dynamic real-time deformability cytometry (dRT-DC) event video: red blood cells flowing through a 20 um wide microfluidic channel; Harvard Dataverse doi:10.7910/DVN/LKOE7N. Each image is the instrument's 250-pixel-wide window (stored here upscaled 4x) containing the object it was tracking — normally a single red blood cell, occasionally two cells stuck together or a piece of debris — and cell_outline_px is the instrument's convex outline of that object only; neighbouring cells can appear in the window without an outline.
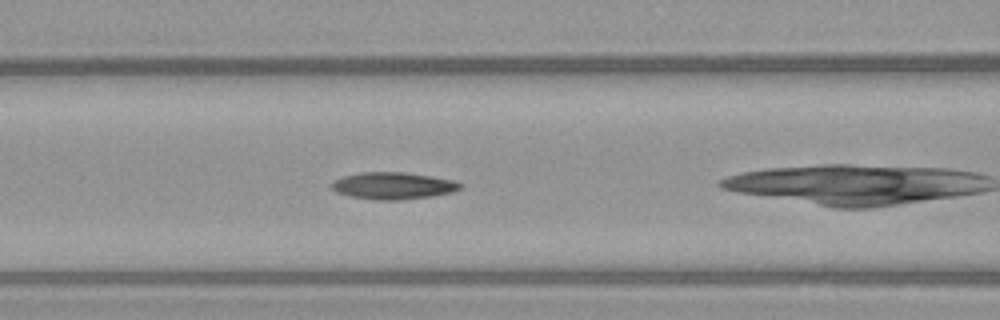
{"species": "common noctule bat (a hibernating species)", "species_latin": "Nyctalus noctula", "temperature_condition": "warm", "stored_images_in_passage": 24, "camera_frame_rate_fps": 3000, "um_per_image_px": 0.085, "animal": {"sex": "female", "body_mass_g": 21.9}, "frame": {"image": 1, "passage_image": 5, "time_ms": 1.333, "image_size_px": [1000, 320], "cell_outline_px": [[464, 184], [460, 188], [452, 192], [432, 196], [400, 200], [376, 200], [352, 196], [336, 192], [332, 188], [332, 184], [336, 180], [344, 176], [360, 172], [404, 172], [432, 176], [452, 180]], "centroid_in_image_um": [33.44, 15.78], "position_along_channel_um": 133.2, "area_um2": 20.06}}
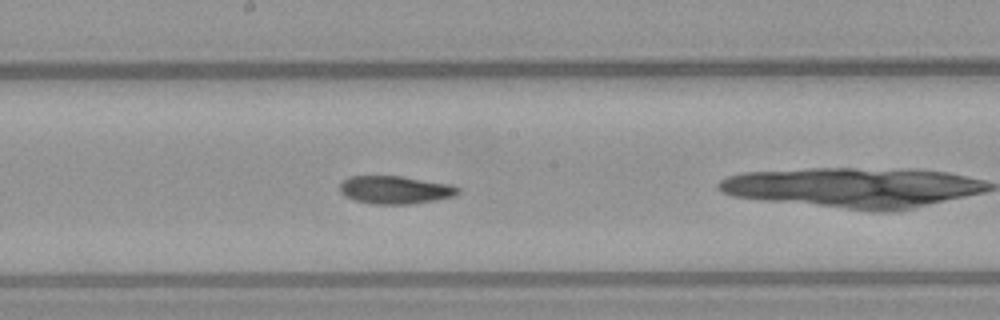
{"frame": {"image": 2, "passage_image": 11, "time_ms": 3.333, "image_size_px": [1000, 320], "cell_outline_px": [[460, 192], [456, 196], [436, 200], [408, 204], [372, 204], [356, 200], [344, 196], [340, 192], [340, 184], [344, 180], [352, 176], [400, 176], [448, 184], [460, 188]], "centroid_in_image_um": [33.59, 16.14], "position_along_channel_um": 214.6, "area_um2": 19.13}}
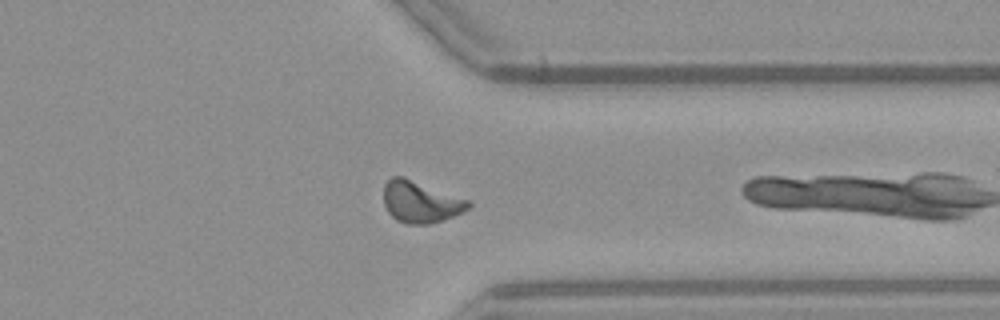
{"frame": {"image": 3, "passage_image": 23, "time_ms": 7.333, "image_size_px": [1000, 320], "cell_outline_px": [[472, 204], [468, 208], [452, 216], [428, 224], [408, 224], [396, 220], [388, 212], [384, 204], [384, 184], [392, 176], [404, 176], [472, 200]], "centroid_in_image_um": [35.75, 17.13], "position_along_channel_um": 375.7, "area_um2": 20.69}}